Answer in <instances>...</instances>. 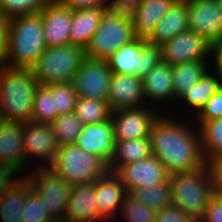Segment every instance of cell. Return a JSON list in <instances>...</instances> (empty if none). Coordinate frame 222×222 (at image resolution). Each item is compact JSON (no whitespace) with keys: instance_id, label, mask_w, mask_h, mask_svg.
Wrapping results in <instances>:
<instances>
[{"instance_id":"cell-1","label":"cell","mask_w":222,"mask_h":222,"mask_svg":"<svg viewBox=\"0 0 222 222\" xmlns=\"http://www.w3.org/2000/svg\"><path fill=\"white\" fill-rule=\"evenodd\" d=\"M174 117L161 113L152 124V154L170 175L205 167L207 162L202 152L199 128L193 119L190 122L189 119L184 120L183 116L182 121L179 117Z\"/></svg>"},{"instance_id":"cell-2","label":"cell","mask_w":222,"mask_h":222,"mask_svg":"<svg viewBox=\"0 0 222 222\" xmlns=\"http://www.w3.org/2000/svg\"><path fill=\"white\" fill-rule=\"evenodd\" d=\"M38 86L30 68H0V114L7 122H31Z\"/></svg>"},{"instance_id":"cell-3","label":"cell","mask_w":222,"mask_h":222,"mask_svg":"<svg viewBox=\"0 0 222 222\" xmlns=\"http://www.w3.org/2000/svg\"><path fill=\"white\" fill-rule=\"evenodd\" d=\"M46 48L41 11L10 18L6 66L31 69Z\"/></svg>"},{"instance_id":"cell-4","label":"cell","mask_w":222,"mask_h":222,"mask_svg":"<svg viewBox=\"0 0 222 222\" xmlns=\"http://www.w3.org/2000/svg\"><path fill=\"white\" fill-rule=\"evenodd\" d=\"M171 201L197 222L208 207L213 195L211 173L206 165L189 172L173 173L169 177Z\"/></svg>"},{"instance_id":"cell-5","label":"cell","mask_w":222,"mask_h":222,"mask_svg":"<svg viewBox=\"0 0 222 222\" xmlns=\"http://www.w3.org/2000/svg\"><path fill=\"white\" fill-rule=\"evenodd\" d=\"M49 169L70 186L95 182L110 171L104 160L88 154L75 143L58 147Z\"/></svg>"},{"instance_id":"cell-6","label":"cell","mask_w":222,"mask_h":222,"mask_svg":"<svg viewBox=\"0 0 222 222\" xmlns=\"http://www.w3.org/2000/svg\"><path fill=\"white\" fill-rule=\"evenodd\" d=\"M85 57V49L79 46L48 47L31 71L41 86L70 83Z\"/></svg>"},{"instance_id":"cell-7","label":"cell","mask_w":222,"mask_h":222,"mask_svg":"<svg viewBox=\"0 0 222 222\" xmlns=\"http://www.w3.org/2000/svg\"><path fill=\"white\" fill-rule=\"evenodd\" d=\"M135 38L130 13L107 9L85 50L86 57L107 60L124 44Z\"/></svg>"},{"instance_id":"cell-8","label":"cell","mask_w":222,"mask_h":222,"mask_svg":"<svg viewBox=\"0 0 222 222\" xmlns=\"http://www.w3.org/2000/svg\"><path fill=\"white\" fill-rule=\"evenodd\" d=\"M106 61L112 73L143 79L161 62L160 46L149 44L146 39L136 37L124 44Z\"/></svg>"},{"instance_id":"cell-9","label":"cell","mask_w":222,"mask_h":222,"mask_svg":"<svg viewBox=\"0 0 222 222\" xmlns=\"http://www.w3.org/2000/svg\"><path fill=\"white\" fill-rule=\"evenodd\" d=\"M24 175L51 218L64 222L72 186L49 168H33Z\"/></svg>"},{"instance_id":"cell-10","label":"cell","mask_w":222,"mask_h":222,"mask_svg":"<svg viewBox=\"0 0 222 222\" xmlns=\"http://www.w3.org/2000/svg\"><path fill=\"white\" fill-rule=\"evenodd\" d=\"M22 137L25 172L31 167L28 163L32 164V162L33 165L35 163L37 164V166L32 168H49L54 162L58 152V145L50 124H38L35 122L22 123Z\"/></svg>"},{"instance_id":"cell-11","label":"cell","mask_w":222,"mask_h":222,"mask_svg":"<svg viewBox=\"0 0 222 222\" xmlns=\"http://www.w3.org/2000/svg\"><path fill=\"white\" fill-rule=\"evenodd\" d=\"M111 75L106 60L85 57L72 80L77 96L108 101Z\"/></svg>"},{"instance_id":"cell-12","label":"cell","mask_w":222,"mask_h":222,"mask_svg":"<svg viewBox=\"0 0 222 222\" xmlns=\"http://www.w3.org/2000/svg\"><path fill=\"white\" fill-rule=\"evenodd\" d=\"M154 108V109H153ZM153 105L137 109H122L112 112L111 120L115 141H128L150 137L152 124L161 114ZM155 110V111H154Z\"/></svg>"},{"instance_id":"cell-13","label":"cell","mask_w":222,"mask_h":222,"mask_svg":"<svg viewBox=\"0 0 222 222\" xmlns=\"http://www.w3.org/2000/svg\"><path fill=\"white\" fill-rule=\"evenodd\" d=\"M161 60L171 66L210 59V43L194 31L186 30L160 45Z\"/></svg>"},{"instance_id":"cell-14","label":"cell","mask_w":222,"mask_h":222,"mask_svg":"<svg viewBox=\"0 0 222 222\" xmlns=\"http://www.w3.org/2000/svg\"><path fill=\"white\" fill-rule=\"evenodd\" d=\"M188 29L203 36L210 44L221 41L220 0H188Z\"/></svg>"},{"instance_id":"cell-15","label":"cell","mask_w":222,"mask_h":222,"mask_svg":"<svg viewBox=\"0 0 222 222\" xmlns=\"http://www.w3.org/2000/svg\"><path fill=\"white\" fill-rule=\"evenodd\" d=\"M116 174L121 178L127 192L133 188L150 187L167 182L170 177L165 166L153 154L122 166Z\"/></svg>"},{"instance_id":"cell-16","label":"cell","mask_w":222,"mask_h":222,"mask_svg":"<svg viewBox=\"0 0 222 222\" xmlns=\"http://www.w3.org/2000/svg\"><path fill=\"white\" fill-rule=\"evenodd\" d=\"M72 10L59 0H51L42 10L41 19L46 47L70 44Z\"/></svg>"},{"instance_id":"cell-17","label":"cell","mask_w":222,"mask_h":222,"mask_svg":"<svg viewBox=\"0 0 222 222\" xmlns=\"http://www.w3.org/2000/svg\"><path fill=\"white\" fill-rule=\"evenodd\" d=\"M95 195L99 216L105 222L116 221L120 207L128 195L121 178L111 171L98 178L95 181Z\"/></svg>"},{"instance_id":"cell-18","label":"cell","mask_w":222,"mask_h":222,"mask_svg":"<svg viewBox=\"0 0 222 222\" xmlns=\"http://www.w3.org/2000/svg\"><path fill=\"white\" fill-rule=\"evenodd\" d=\"M144 100L141 78L112 73L108 93V103L112 111L145 107L147 104Z\"/></svg>"},{"instance_id":"cell-19","label":"cell","mask_w":222,"mask_h":222,"mask_svg":"<svg viewBox=\"0 0 222 222\" xmlns=\"http://www.w3.org/2000/svg\"><path fill=\"white\" fill-rule=\"evenodd\" d=\"M75 144L88 154L98 156L110 165L115 151L112 120L83 125V130Z\"/></svg>"},{"instance_id":"cell-20","label":"cell","mask_w":222,"mask_h":222,"mask_svg":"<svg viewBox=\"0 0 222 222\" xmlns=\"http://www.w3.org/2000/svg\"><path fill=\"white\" fill-rule=\"evenodd\" d=\"M95 182L72 186L64 222H105L95 201Z\"/></svg>"},{"instance_id":"cell-21","label":"cell","mask_w":222,"mask_h":222,"mask_svg":"<svg viewBox=\"0 0 222 222\" xmlns=\"http://www.w3.org/2000/svg\"><path fill=\"white\" fill-rule=\"evenodd\" d=\"M142 81L144 97L148 106L155 104V107H157L156 103H158L160 108L161 104L159 103L165 102L166 104L167 102L168 105V101L175 100L172 84V66L169 63L161 60L157 66L149 71Z\"/></svg>"},{"instance_id":"cell-22","label":"cell","mask_w":222,"mask_h":222,"mask_svg":"<svg viewBox=\"0 0 222 222\" xmlns=\"http://www.w3.org/2000/svg\"><path fill=\"white\" fill-rule=\"evenodd\" d=\"M0 164L15 169L23 176L22 123L4 121L0 125Z\"/></svg>"},{"instance_id":"cell-23","label":"cell","mask_w":222,"mask_h":222,"mask_svg":"<svg viewBox=\"0 0 222 222\" xmlns=\"http://www.w3.org/2000/svg\"><path fill=\"white\" fill-rule=\"evenodd\" d=\"M186 30H188V0H176L158 21L146 42L160 46Z\"/></svg>"},{"instance_id":"cell-24","label":"cell","mask_w":222,"mask_h":222,"mask_svg":"<svg viewBox=\"0 0 222 222\" xmlns=\"http://www.w3.org/2000/svg\"><path fill=\"white\" fill-rule=\"evenodd\" d=\"M176 0H142L129 13L135 37L147 39Z\"/></svg>"},{"instance_id":"cell-25","label":"cell","mask_w":222,"mask_h":222,"mask_svg":"<svg viewBox=\"0 0 222 222\" xmlns=\"http://www.w3.org/2000/svg\"><path fill=\"white\" fill-rule=\"evenodd\" d=\"M107 7L72 11L70 44L86 50Z\"/></svg>"},{"instance_id":"cell-26","label":"cell","mask_w":222,"mask_h":222,"mask_svg":"<svg viewBox=\"0 0 222 222\" xmlns=\"http://www.w3.org/2000/svg\"><path fill=\"white\" fill-rule=\"evenodd\" d=\"M210 62L199 60L172 65V84L176 102L200 80L209 69Z\"/></svg>"},{"instance_id":"cell-27","label":"cell","mask_w":222,"mask_h":222,"mask_svg":"<svg viewBox=\"0 0 222 222\" xmlns=\"http://www.w3.org/2000/svg\"><path fill=\"white\" fill-rule=\"evenodd\" d=\"M152 155L150 137L115 141L114 157L109 165L111 172L116 173L122 166L135 163Z\"/></svg>"},{"instance_id":"cell-28","label":"cell","mask_w":222,"mask_h":222,"mask_svg":"<svg viewBox=\"0 0 222 222\" xmlns=\"http://www.w3.org/2000/svg\"><path fill=\"white\" fill-rule=\"evenodd\" d=\"M220 87L218 77L208 69L200 80L178 100V103L180 101L181 104L190 107L189 112L192 110V114L196 116Z\"/></svg>"},{"instance_id":"cell-29","label":"cell","mask_w":222,"mask_h":222,"mask_svg":"<svg viewBox=\"0 0 222 222\" xmlns=\"http://www.w3.org/2000/svg\"><path fill=\"white\" fill-rule=\"evenodd\" d=\"M31 186L23 176L0 196L1 222H21V210Z\"/></svg>"},{"instance_id":"cell-30","label":"cell","mask_w":222,"mask_h":222,"mask_svg":"<svg viewBox=\"0 0 222 222\" xmlns=\"http://www.w3.org/2000/svg\"><path fill=\"white\" fill-rule=\"evenodd\" d=\"M128 195L155 211H159L172 204L169 180L150 187L133 188L128 192Z\"/></svg>"},{"instance_id":"cell-31","label":"cell","mask_w":222,"mask_h":222,"mask_svg":"<svg viewBox=\"0 0 222 222\" xmlns=\"http://www.w3.org/2000/svg\"><path fill=\"white\" fill-rule=\"evenodd\" d=\"M199 132L206 162L222 156V117L204 122Z\"/></svg>"},{"instance_id":"cell-32","label":"cell","mask_w":222,"mask_h":222,"mask_svg":"<svg viewBox=\"0 0 222 222\" xmlns=\"http://www.w3.org/2000/svg\"><path fill=\"white\" fill-rule=\"evenodd\" d=\"M112 109L108 101L78 97L74 113L84 125L102 123L111 119Z\"/></svg>"},{"instance_id":"cell-33","label":"cell","mask_w":222,"mask_h":222,"mask_svg":"<svg viewBox=\"0 0 222 222\" xmlns=\"http://www.w3.org/2000/svg\"><path fill=\"white\" fill-rule=\"evenodd\" d=\"M83 125L74 112L58 115L50 123L58 147L74 144L83 130Z\"/></svg>"},{"instance_id":"cell-34","label":"cell","mask_w":222,"mask_h":222,"mask_svg":"<svg viewBox=\"0 0 222 222\" xmlns=\"http://www.w3.org/2000/svg\"><path fill=\"white\" fill-rule=\"evenodd\" d=\"M57 116L51 90L47 86L38 85L34 94L31 122L50 124Z\"/></svg>"},{"instance_id":"cell-35","label":"cell","mask_w":222,"mask_h":222,"mask_svg":"<svg viewBox=\"0 0 222 222\" xmlns=\"http://www.w3.org/2000/svg\"><path fill=\"white\" fill-rule=\"evenodd\" d=\"M156 213L157 211L127 195L114 222H155Z\"/></svg>"},{"instance_id":"cell-36","label":"cell","mask_w":222,"mask_h":222,"mask_svg":"<svg viewBox=\"0 0 222 222\" xmlns=\"http://www.w3.org/2000/svg\"><path fill=\"white\" fill-rule=\"evenodd\" d=\"M54 96L55 108L57 115L74 112V108L78 99L73 83H62L47 85Z\"/></svg>"},{"instance_id":"cell-37","label":"cell","mask_w":222,"mask_h":222,"mask_svg":"<svg viewBox=\"0 0 222 222\" xmlns=\"http://www.w3.org/2000/svg\"><path fill=\"white\" fill-rule=\"evenodd\" d=\"M51 0H0V14L6 18L40 12Z\"/></svg>"},{"instance_id":"cell-38","label":"cell","mask_w":222,"mask_h":222,"mask_svg":"<svg viewBox=\"0 0 222 222\" xmlns=\"http://www.w3.org/2000/svg\"><path fill=\"white\" fill-rule=\"evenodd\" d=\"M21 222H54L43 201L30 189L21 210Z\"/></svg>"},{"instance_id":"cell-39","label":"cell","mask_w":222,"mask_h":222,"mask_svg":"<svg viewBox=\"0 0 222 222\" xmlns=\"http://www.w3.org/2000/svg\"><path fill=\"white\" fill-rule=\"evenodd\" d=\"M193 117L198 128L206 121L222 117V86L210 97L200 112Z\"/></svg>"},{"instance_id":"cell-40","label":"cell","mask_w":222,"mask_h":222,"mask_svg":"<svg viewBox=\"0 0 222 222\" xmlns=\"http://www.w3.org/2000/svg\"><path fill=\"white\" fill-rule=\"evenodd\" d=\"M155 222H197L180 207L173 204L157 211Z\"/></svg>"},{"instance_id":"cell-41","label":"cell","mask_w":222,"mask_h":222,"mask_svg":"<svg viewBox=\"0 0 222 222\" xmlns=\"http://www.w3.org/2000/svg\"><path fill=\"white\" fill-rule=\"evenodd\" d=\"M198 222H222V197L213 194L208 207Z\"/></svg>"},{"instance_id":"cell-42","label":"cell","mask_w":222,"mask_h":222,"mask_svg":"<svg viewBox=\"0 0 222 222\" xmlns=\"http://www.w3.org/2000/svg\"><path fill=\"white\" fill-rule=\"evenodd\" d=\"M213 183V194L222 197V156L207 162Z\"/></svg>"},{"instance_id":"cell-43","label":"cell","mask_w":222,"mask_h":222,"mask_svg":"<svg viewBox=\"0 0 222 222\" xmlns=\"http://www.w3.org/2000/svg\"><path fill=\"white\" fill-rule=\"evenodd\" d=\"M18 174L21 175L15 169L0 164V196L8 191L20 179Z\"/></svg>"},{"instance_id":"cell-44","label":"cell","mask_w":222,"mask_h":222,"mask_svg":"<svg viewBox=\"0 0 222 222\" xmlns=\"http://www.w3.org/2000/svg\"><path fill=\"white\" fill-rule=\"evenodd\" d=\"M209 56H213L212 62L213 64H210L209 69H214L211 70L219 79L220 84L222 86V40L217 41L215 43L210 44V53ZM214 61V62H213ZM215 64V65H214Z\"/></svg>"},{"instance_id":"cell-45","label":"cell","mask_w":222,"mask_h":222,"mask_svg":"<svg viewBox=\"0 0 222 222\" xmlns=\"http://www.w3.org/2000/svg\"><path fill=\"white\" fill-rule=\"evenodd\" d=\"M9 24L10 19L0 15V68L6 65Z\"/></svg>"},{"instance_id":"cell-46","label":"cell","mask_w":222,"mask_h":222,"mask_svg":"<svg viewBox=\"0 0 222 222\" xmlns=\"http://www.w3.org/2000/svg\"><path fill=\"white\" fill-rule=\"evenodd\" d=\"M63 5L71 9L72 11L107 7V0H59Z\"/></svg>"},{"instance_id":"cell-47","label":"cell","mask_w":222,"mask_h":222,"mask_svg":"<svg viewBox=\"0 0 222 222\" xmlns=\"http://www.w3.org/2000/svg\"><path fill=\"white\" fill-rule=\"evenodd\" d=\"M142 0H107V8L109 10H117L130 12Z\"/></svg>"},{"instance_id":"cell-48","label":"cell","mask_w":222,"mask_h":222,"mask_svg":"<svg viewBox=\"0 0 222 222\" xmlns=\"http://www.w3.org/2000/svg\"><path fill=\"white\" fill-rule=\"evenodd\" d=\"M4 122L2 115L0 114V125Z\"/></svg>"}]
</instances>
